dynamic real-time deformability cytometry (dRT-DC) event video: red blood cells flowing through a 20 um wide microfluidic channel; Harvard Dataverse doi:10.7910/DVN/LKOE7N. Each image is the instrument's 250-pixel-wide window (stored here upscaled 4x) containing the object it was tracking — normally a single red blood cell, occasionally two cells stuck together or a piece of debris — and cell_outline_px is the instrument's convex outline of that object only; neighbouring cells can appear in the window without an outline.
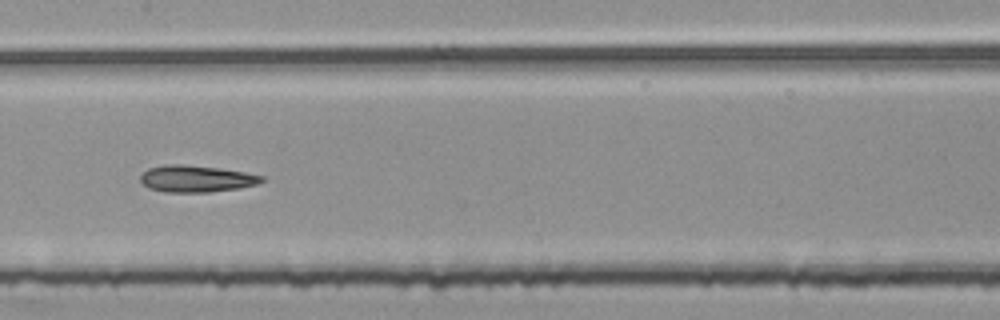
{"species": "common noctule bat (a hibernating species)", "species_latin": "Nyctalus noctula", "temperature_condition": "room temperature", "stored_images_in_passage": 52, "segment_of_instrument_passage": [2, 2], "camera_frame_rate_fps": 3000, "um_per_image_px": 0.085, "animal": {"sex": "female", "body_mass_g": 25.1}, "frame": {"image": 1, "passage_image": 26, "time_ms": 8.333, "image_size_px": [1000, 320], "cell_outline_px": [[264, 180], [256, 184], [240, 188], [208, 192], [164, 192], [148, 188], [140, 180], [140, 176], [148, 168], [168, 164], [180, 164], [220, 168], [244, 172], [264, 176]], "centroid_in_image_um": [16.67, 15.19], "position_along_channel_um": 190.7, "area_um2": 18.84}}
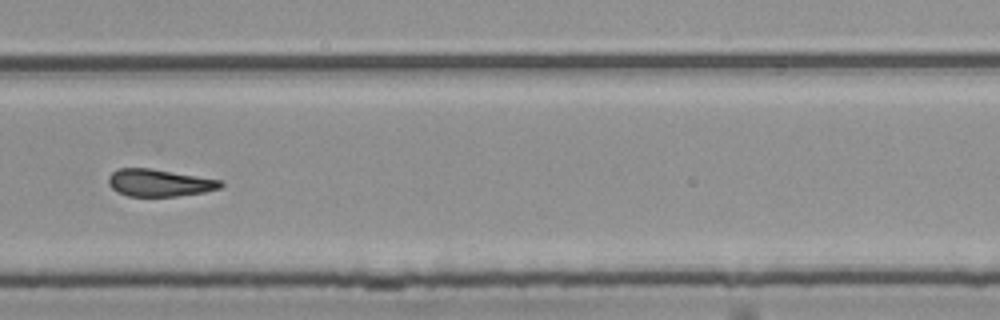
{"frame": {"image": 2, "passage_image": 36, "time_ms": 11.667, "image_size_px": [1000, 320], "cell_outline_px": [[224, 184], [220, 188], [204, 192], [176, 196], [128, 196], [116, 192], [108, 184], [108, 176], [112, 172], [120, 168], [148, 168], [220, 180]], "centroid_in_image_um": [13.49, 15.54], "position_along_channel_um": 316.3, "area_um2": 17.63}}
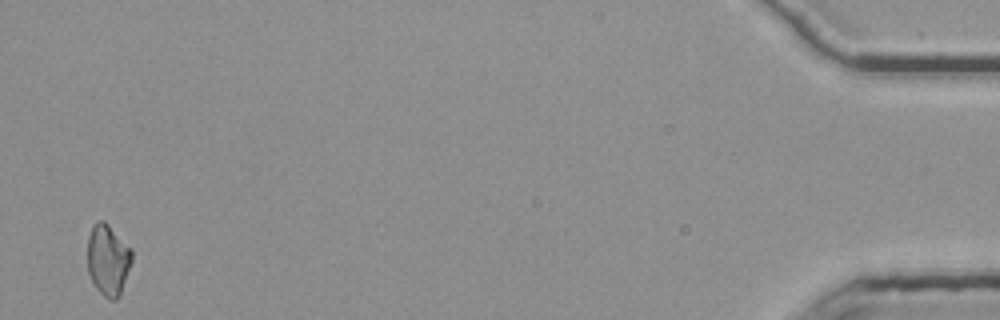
{"frame": {"image": 3, "passage_image": 52, "time_ms": 17.0, "image_size_px": [1000, 320], "cell_outline_px": [[132, 260], [120, 296], [116, 300], [108, 300], [96, 288], [88, 272], [88, 236], [92, 228], [100, 220], [104, 220], [132, 248]], "centroid_in_image_um": [9.2, 22.11], "position_along_channel_um": 426.0, "area_um2": 18.38}}